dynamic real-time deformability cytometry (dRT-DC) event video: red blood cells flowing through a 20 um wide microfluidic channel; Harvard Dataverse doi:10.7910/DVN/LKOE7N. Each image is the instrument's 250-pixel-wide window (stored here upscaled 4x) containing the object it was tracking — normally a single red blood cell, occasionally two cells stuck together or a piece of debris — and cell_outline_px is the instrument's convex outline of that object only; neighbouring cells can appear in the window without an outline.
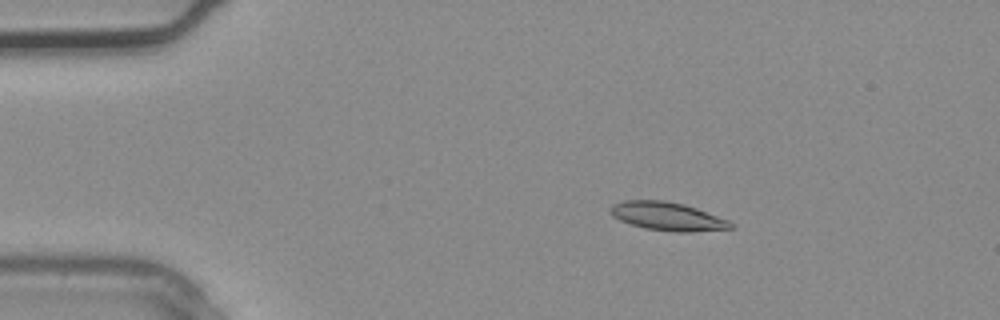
{"species": "common noctule bat (a hibernating species)", "species_latin": "Nyctalus noctula", "temperature_condition": "warm", "stored_images_in_passage": 2, "camera_frame_rate_fps": 3000, "um_per_image_px": 0.085, "animal": {"sex": "male", "body_mass_g": 20.4}, "frame": {"image": 1, "passage_image": 1, "time_ms": 0.0, "image_size_px": [1000, 320], "cell_outline_px": [[736, 228], [692, 232], [676, 232], [644, 228], [620, 220], [612, 216], [608, 208], [612, 204], [624, 200], [664, 200], [684, 204], [696, 208], [728, 220]], "centroid_in_image_um": [56.72, 18.39], "position_along_channel_um": 28.3, "area_um2": 19.94}}